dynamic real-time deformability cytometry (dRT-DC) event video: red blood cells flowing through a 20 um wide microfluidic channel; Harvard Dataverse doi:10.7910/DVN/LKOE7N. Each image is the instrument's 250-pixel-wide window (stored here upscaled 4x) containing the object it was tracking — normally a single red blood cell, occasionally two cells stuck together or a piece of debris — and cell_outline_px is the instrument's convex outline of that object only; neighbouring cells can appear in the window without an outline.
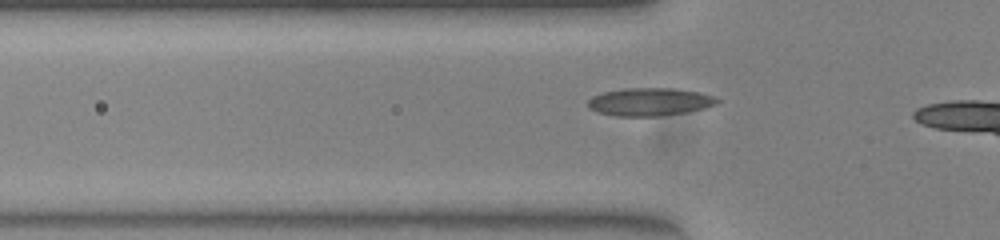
{"species": "common noctule bat (a hibernating species)", "species_latin": "Nyctalus noctula", "temperature_condition": "warm", "stored_images_in_passage": 10, "camera_frame_rate_fps": 3000, "um_per_image_px": 0.085, "animal": {"sex": "female", "body_mass_g": 23.0, "forearm_length_mm": 53.4}, "frame": {"image": 1, "passage_image": 4, "time_ms": 1.0, "image_size_px": [1000, 240], "cell_outline_px": [[720, 100], [716, 104], [704, 108], [684, 112], [656, 116], [616, 116], [596, 112], [588, 108], [588, 100], [592, 96], [604, 92], [624, 88], [672, 88], [700, 92], [716, 96]], "centroid_in_image_um": [55.21, 8.65], "position_along_channel_um": 70.6, "area_um2": 21.04}}
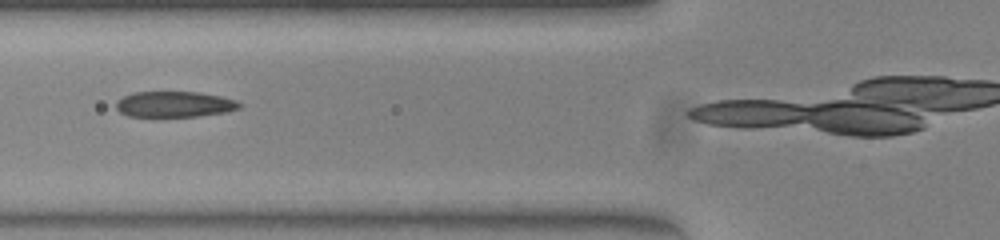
{"frame": {"image": 2, "passage_image": 7, "time_ms": 2.0, "image_size_px": [1000, 240], "cell_outline_px": [[244, 104], [240, 108], [224, 112], [196, 116], [128, 116], [120, 112], [116, 108], [116, 100], [132, 92], [200, 92], [220, 96], [236, 100]], "centroid_in_image_um": [14.83, 8.85], "position_along_channel_um": 111.0, "area_um2": 18.5}}